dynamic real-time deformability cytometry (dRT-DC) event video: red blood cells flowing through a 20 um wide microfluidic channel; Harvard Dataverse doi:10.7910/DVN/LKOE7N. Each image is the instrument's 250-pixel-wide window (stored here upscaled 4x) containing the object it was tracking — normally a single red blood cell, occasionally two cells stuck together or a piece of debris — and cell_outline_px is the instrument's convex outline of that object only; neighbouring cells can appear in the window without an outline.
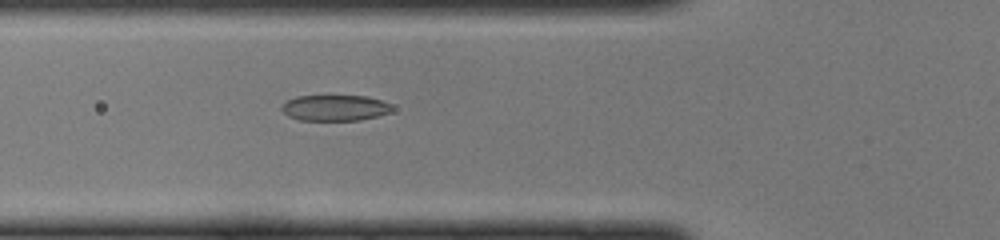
{"species": "common noctule bat (a hibernating species)", "species_latin": "Nyctalus noctula", "temperature_condition": "cold", "stored_images_in_passage": 45, "camera_frame_rate_fps": 3000, "um_per_image_px": 0.085, "animal": {"sex": "female", "body_mass_g": 22.0, "forearm_length_mm": 56.7}, "frame": {"image": 1, "passage_image": 17, "time_ms": 5.333, "image_size_px": [1000, 240], "cell_outline_px": [[392, 112], [360, 120], [300, 120], [288, 116], [280, 108], [288, 100], [296, 96], [368, 96], [380, 100], [388, 104], [392, 108]], "centroid_in_image_um": [28.46, 9.17], "position_along_channel_um": 97.3, "area_um2": 16.47}}
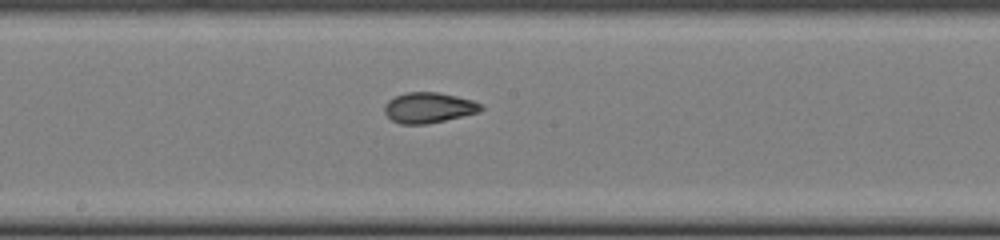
{"frame": {"image": 2, "passage_image": 25, "time_ms": 8.0, "image_size_px": [1000, 240], "cell_outline_px": [[484, 108], [480, 112], [428, 124], [400, 124], [392, 120], [384, 112], [384, 104], [388, 100], [396, 96], [408, 92], [436, 92], [456, 96], [472, 100], [480, 104]], "centroid_in_image_um": [36.43, 9.16], "position_along_channel_um": 211.8, "area_um2": 17.11}}
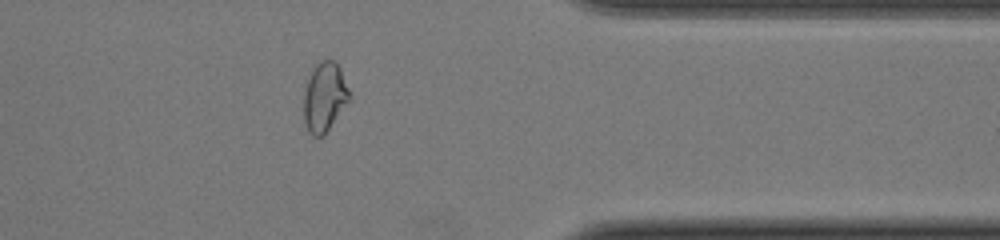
{"frame": {"image": 3, "passage_image": 38, "time_ms": 12.333, "image_size_px": [1000, 240], "cell_outline_px": [[352, 100], [324, 136], [312, 136], [308, 132], [304, 124], [304, 92], [312, 68], [320, 60], [332, 60], [340, 68], [352, 96]], "centroid_in_image_um": [27.61, 8.29], "position_along_channel_um": 383.8, "area_um2": 18.9}}